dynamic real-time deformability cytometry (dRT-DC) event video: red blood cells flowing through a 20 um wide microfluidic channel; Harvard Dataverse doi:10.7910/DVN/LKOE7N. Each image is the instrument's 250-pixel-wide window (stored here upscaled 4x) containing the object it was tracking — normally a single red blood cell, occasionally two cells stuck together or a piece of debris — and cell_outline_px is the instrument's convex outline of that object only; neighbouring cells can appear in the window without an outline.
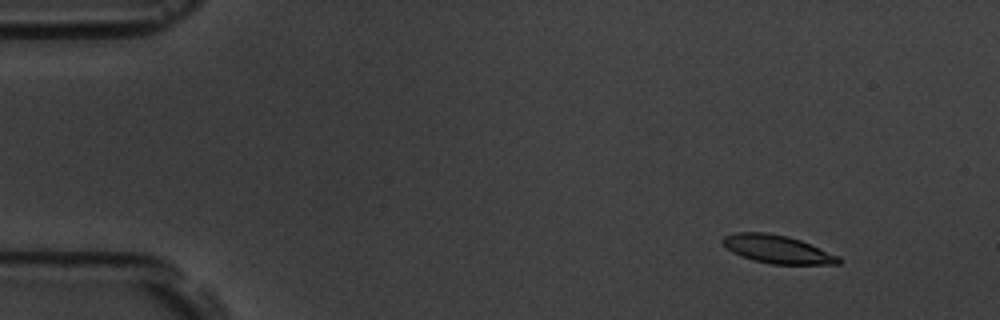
{"species": "common noctule bat (a hibernating species)", "species_latin": "Nyctalus noctula", "temperature_condition": "room temperature", "stored_images_in_passage": 4, "camera_frame_rate_fps": 3000, "um_per_image_px": 0.085, "animal": {"sex": "male", "body_mass_g": 19.5, "forearm_length_mm": 54.6}, "frame": {"image": 1, "passage_image": 1, "time_ms": 0.0, "image_size_px": [1000, 320], "cell_outline_px": [[840, 264], [772, 264], [752, 260], [732, 252], [720, 240], [724, 236], [736, 232], [768, 232], [788, 236], [800, 240], [840, 256]], "centroid_in_image_um": [66.07, 21.18], "position_along_channel_um": 18.9, "area_um2": 18.96}}
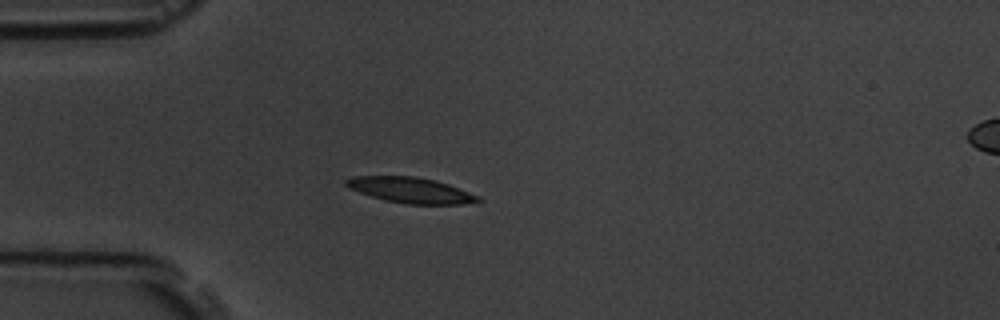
{"frame": {"image": 2, "passage_image": 4, "time_ms": 3.333, "image_size_px": [1000, 320], "cell_outline_px": [[484, 200], [460, 204], [404, 204], [384, 200], [348, 188], [344, 184], [344, 180], [352, 176], [416, 176], [436, 180], [448, 184], [480, 196]], "centroid_in_image_um": [34.89, 16.16], "position_along_channel_um": 50.1, "area_um2": 19.77}}